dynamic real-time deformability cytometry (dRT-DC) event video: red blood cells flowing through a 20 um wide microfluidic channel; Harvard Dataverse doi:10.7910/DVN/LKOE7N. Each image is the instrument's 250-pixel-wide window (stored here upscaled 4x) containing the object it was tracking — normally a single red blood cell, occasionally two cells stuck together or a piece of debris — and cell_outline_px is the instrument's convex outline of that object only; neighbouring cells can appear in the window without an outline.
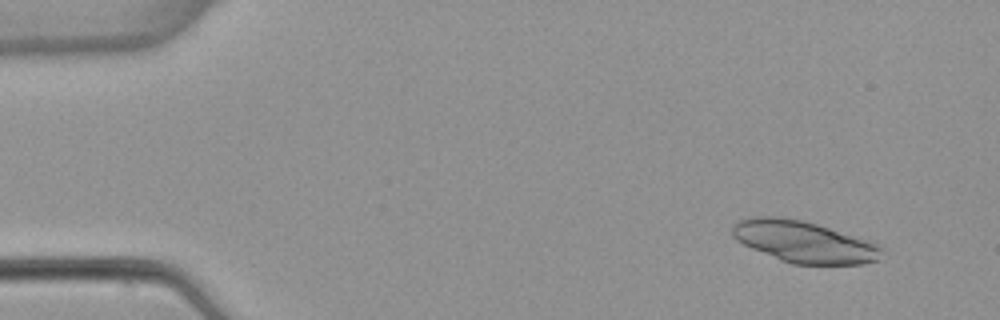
{"species": "common noctule bat (a hibernating species)", "species_latin": "Nyctalus noctula", "temperature_condition": "warm", "stored_images_in_passage": 4, "camera_frame_rate_fps": 3000, "um_per_image_px": 0.085, "animal": {"sex": "female", "body_mass_g": 22.7, "forearm_length_mm": 54.2}, "frame": {"image": 1, "passage_image": 1, "time_ms": 0.0, "image_size_px": [1000, 320], "cell_outline_px": [[884, 248], [880, 260], [864, 264], [792, 264], [780, 260], [752, 248], [736, 240], [732, 236], [732, 224], [740, 220], [752, 216], [776, 216], [804, 220], [868, 240]], "centroid_in_image_um": [68.33, 20.55], "position_along_channel_um": 16.7, "area_um2": 36.3}}